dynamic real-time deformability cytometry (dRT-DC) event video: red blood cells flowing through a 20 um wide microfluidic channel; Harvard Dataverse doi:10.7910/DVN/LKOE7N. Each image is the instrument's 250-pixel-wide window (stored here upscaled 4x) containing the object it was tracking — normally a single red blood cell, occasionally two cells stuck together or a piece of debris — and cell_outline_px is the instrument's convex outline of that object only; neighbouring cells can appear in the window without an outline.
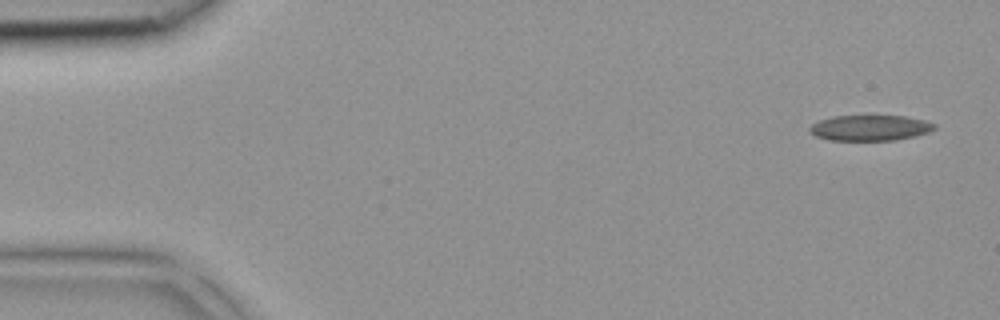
{"species": "common noctule bat (a hibernating species)", "species_latin": "Nyctalus noctula", "temperature_condition": "room temperature", "stored_images_in_passage": 41, "camera_frame_rate_fps": 3000, "um_per_image_px": 0.085, "animal": {"sex": "female", "body_mass_g": 18.4}, "frame": {"image": 1, "passage_image": 1, "time_ms": 0.0, "image_size_px": [1000, 320], "cell_outline_px": [[936, 128], [928, 132], [896, 140], [828, 140], [816, 136], [808, 132], [808, 128], [812, 124], [820, 120], [832, 116], [904, 116], [924, 120], [936, 124]], "centroid_in_image_um": [73.92, 10.87], "position_along_channel_um": 11.1, "area_um2": 18.55}}
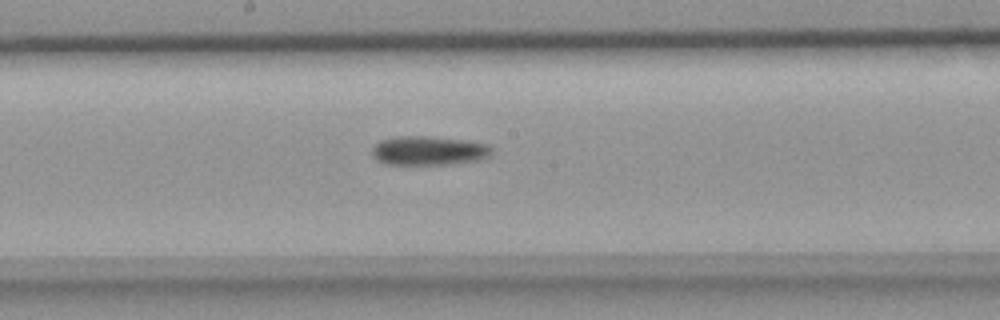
{"frame": {"image": 2, "passage_image": 21, "time_ms": 6.667, "image_size_px": [1000, 320], "cell_outline_px": [[492, 156], [480, 160], [448, 164], [384, 164], [376, 160], [372, 156], [372, 148], [380, 140], [400, 136], [428, 136], [468, 140], [488, 144], [492, 148]], "centroid_in_image_um": [36.47, 12.8], "position_along_channel_um": 211.7, "area_um2": 20.52}}
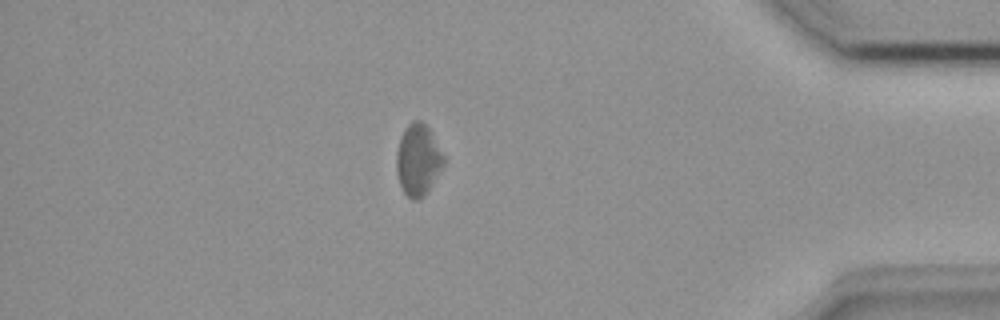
{"frame": {"image": 3, "passage_image": 35, "time_ms": 11.333, "image_size_px": [1000, 320], "cell_outline_px": [[444, 164], [428, 192], [416, 200], [412, 200], [404, 192], [400, 184], [396, 172], [396, 152], [400, 136], [408, 124], [412, 120], [420, 120], [428, 128], [444, 156]], "centroid_in_image_um": [35.51, 13.59], "position_along_channel_um": 399.7, "area_um2": 19.54}}